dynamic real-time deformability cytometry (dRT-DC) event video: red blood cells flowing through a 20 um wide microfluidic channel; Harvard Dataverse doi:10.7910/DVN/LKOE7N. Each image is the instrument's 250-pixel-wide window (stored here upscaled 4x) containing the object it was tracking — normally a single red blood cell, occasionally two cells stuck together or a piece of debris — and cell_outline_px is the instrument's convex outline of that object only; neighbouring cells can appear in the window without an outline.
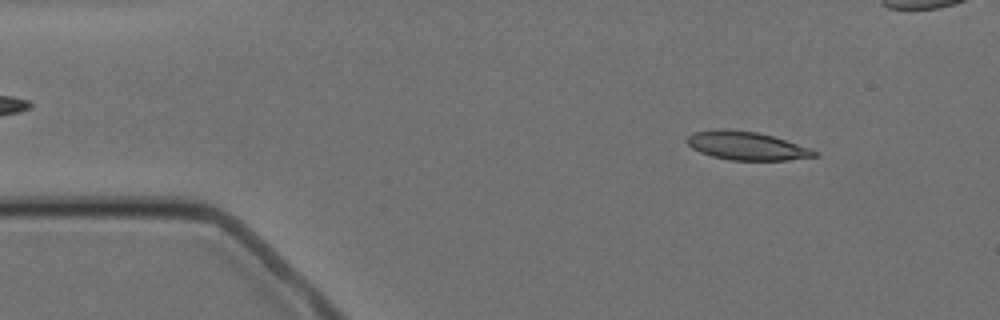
{"species": "Egyptian fruit bat (a non-hibernating species)", "species_latin": "Rousettus aegyptiacus", "temperature_condition": "cold", "stored_images_in_passage": 4, "camera_frame_rate_fps": 3000, "um_per_image_px": 0.085, "animal": {"sex": "female"}, "frame": {"image": 1, "passage_image": 1, "time_ms": 0.0, "image_size_px": [1000, 320], "cell_outline_px": [[820, 156], [788, 160], [732, 160], [712, 156], [700, 152], [692, 148], [684, 140], [692, 132], [716, 128], [728, 128], [760, 132], [808, 148], [816, 152]], "centroid_in_image_um": [63.39, 12.37], "position_along_channel_um": 21.6, "area_um2": 21.21}}